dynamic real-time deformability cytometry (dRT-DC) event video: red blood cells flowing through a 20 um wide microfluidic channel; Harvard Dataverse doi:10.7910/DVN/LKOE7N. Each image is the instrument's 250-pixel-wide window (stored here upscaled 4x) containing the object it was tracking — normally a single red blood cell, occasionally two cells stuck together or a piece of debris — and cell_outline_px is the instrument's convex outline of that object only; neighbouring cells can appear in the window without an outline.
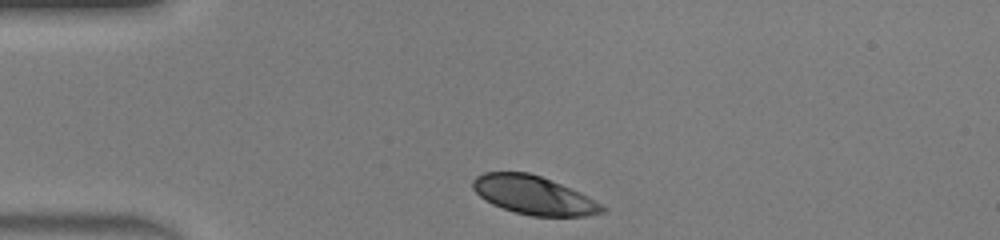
{"species": "human", "species_latin": "Homo sapiens", "temperature_condition": "warm", "stored_images_in_passage": 30, "camera_frame_rate_fps": 3000, "um_per_image_px": 0.085, "donor": {"sex": "male"}, "frame": {"image": 1, "passage_image": 1, "time_ms": 0.0, "image_size_px": [1000, 240], "cell_outline_px": [[608, 208], [604, 212], [584, 216], [532, 216], [516, 212], [492, 204], [484, 200], [472, 188], [472, 180], [476, 176], [484, 172], [528, 172], [540, 176], [580, 192], [588, 196]], "centroid_in_image_um": [45.35, 16.59], "position_along_channel_um": 39.6, "area_um2": 28.9}}
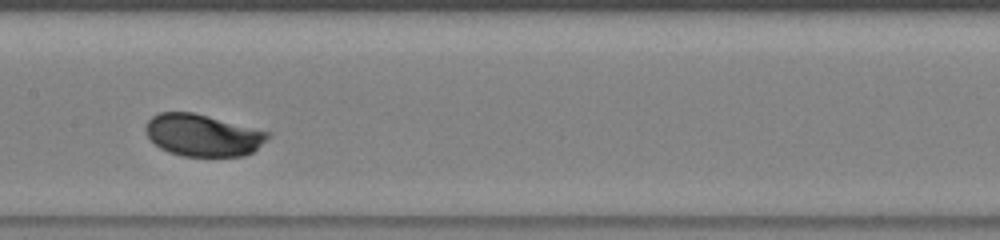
{"frame": {"image": 2, "passage_image": 14, "time_ms": 4.333, "image_size_px": [1000, 240], "cell_outline_px": [[272, 132], [252, 152], [244, 156], [184, 156], [168, 152], [160, 148], [148, 136], [144, 128], [148, 120], [152, 116], [160, 112], [192, 112]], "centroid_in_image_um": [17.21, 11.49], "position_along_channel_um": 190.2, "area_um2": 29.65}}
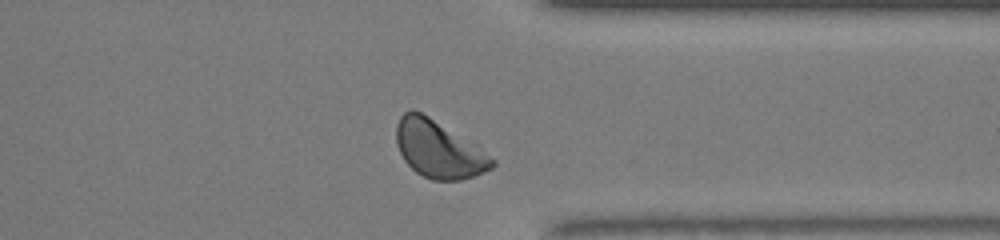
{"frame": {"image": 3, "passage_image": 27, "time_ms": 8.667, "image_size_px": [1000, 240], "cell_outline_px": [[496, 164], [492, 168], [484, 172], [460, 180], [432, 180], [416, 172], [404, 160], [396, 144], [396, 124], [400, 116], [404, 112], [412, 108], [428, 116], [476, 144], [496, 160]], "centroid_in_image_um": [37.28, 12.68], "position_along_channel_um": 374.1, "area_um2": 31.96}, "authors_computed_cell_mechanics": {"area_um2": 29.9115, "velocity_mm_per_s": 4.3138, "shape_relaxation_time_tau1_ms": 1.4038, "shape_relaxation_time_tau2_ms": null, "deformation_change_tau1": 0.1192, "deformation_change_tau2": null}}